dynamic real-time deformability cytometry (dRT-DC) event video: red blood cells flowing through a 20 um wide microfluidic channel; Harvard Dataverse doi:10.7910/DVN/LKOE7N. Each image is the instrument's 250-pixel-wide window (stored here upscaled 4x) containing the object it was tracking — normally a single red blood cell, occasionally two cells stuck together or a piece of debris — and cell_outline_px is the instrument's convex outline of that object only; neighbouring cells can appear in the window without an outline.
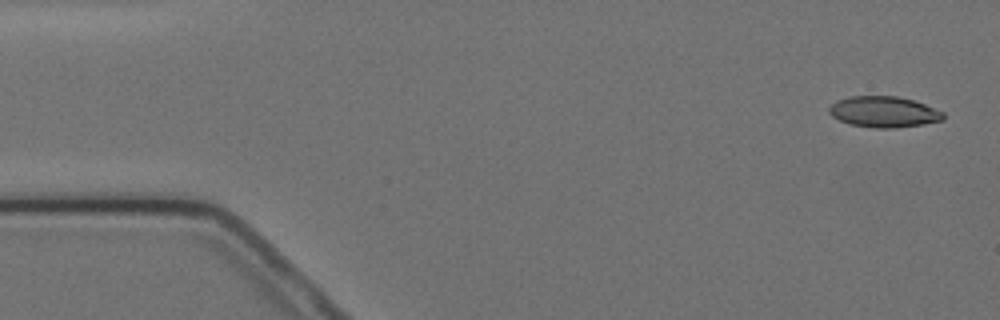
{"species": "Egyptian fruit bat (a non-hibernating species)", "species_latin": "Rousettus aegyptiacus", "temperature_condition": "cold", "stored_images_in_passage": 6, "camera_frame_rate_fps": 3000, "um_per_image_px": 0.085, "animal": {"sex": "female"}, "frame": {"image": 1, "passage_image": 1, "time_ms": 0.0, "image_size_px": [1000, 320], "cell_outline_px": [[944, 120], [924, 124], [896, 128], [876, 128], [848, 124], [832, 116], [828, 112], [828, 108], [836, 100], [848, 96], [896, 96], [912, 100], [924, 104], [944, 112]], "centroid_in_image_um": [75.11, 9.51], "position_along_channel_um": 9.9, "area_um2": 20.69}}
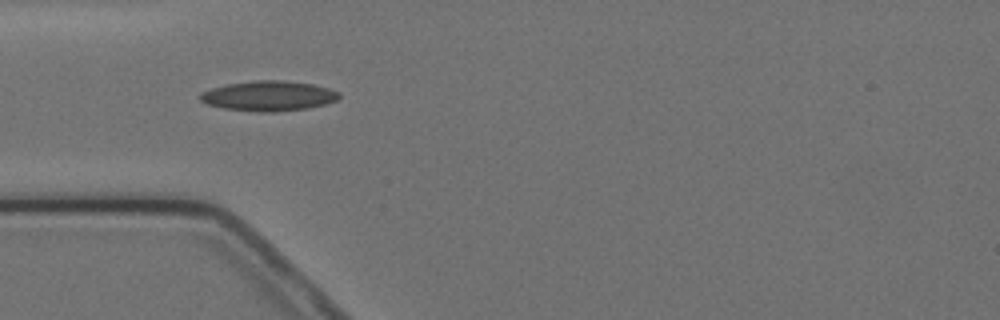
{"frame": {"image": 2, "passage_image": 5, "time_ms": 4.667, "image_size_px": [1000, 320], "cell_outline_px": [[340, 96], [336, 100], [324, 104], [308, 108], [272, 112], [260, 112], [224, 108], [208, 104], [200, 100], [200, 92], [212, 88], [228, 84], [256, 80], [284, 80], [312, 84], [328, 88], [340, 92]], "centroid_in_image_um": [22.84, 8.15], "position_along_channel_um": 62.2, "area_um2": 24.16}}
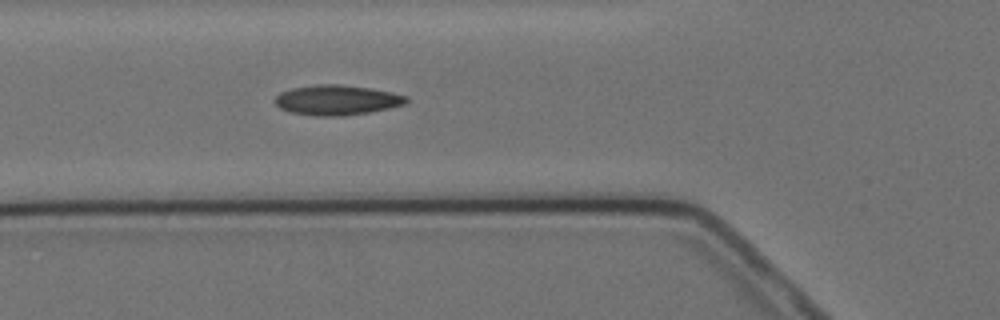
{"frame": {"image": 3, "passage_image": 6, "time_ms": 5.667, "image_size_px": [1000, 320], "cell_outline_px": [[408, 104], [372, 112], [344, 116], [316, 116], [292, 112], [280, 108], [276, 104], [276, 96], [280, 92], [292, 88], [316, 84], [336, 84], [368, 88], [392, 92], [408, 96]], "centroid_in_image_um": [28.68, 8.51], "position_along_channel_um": 97.1, "area_um2": 23.06}}